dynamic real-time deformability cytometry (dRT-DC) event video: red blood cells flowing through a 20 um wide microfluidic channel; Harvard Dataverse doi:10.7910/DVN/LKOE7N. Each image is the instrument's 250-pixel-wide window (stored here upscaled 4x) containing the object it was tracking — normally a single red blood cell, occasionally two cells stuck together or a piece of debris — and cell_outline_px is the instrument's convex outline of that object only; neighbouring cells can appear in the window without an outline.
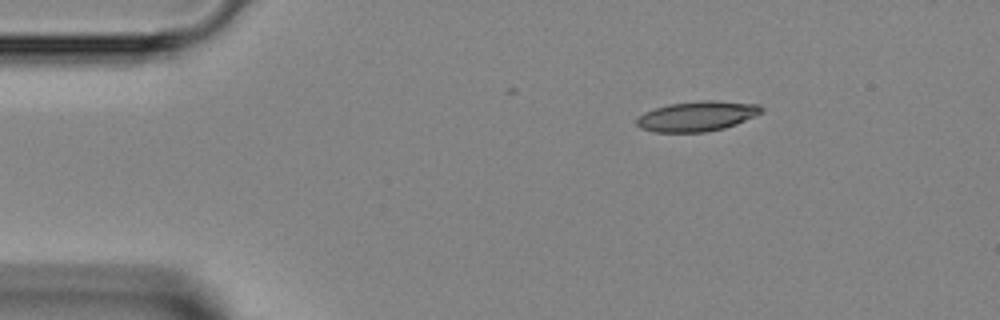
{"species": "Egyptian fruit bat (a non-hibernating species)", "species_latin": "Rousettus aegyptiacus", "temperature_condition": "room temperature", "stored_images_in_passage": 37, "camera_frame_rate_fps": 3000, "um_per_image_px": 0.085, "animal": {"sex": "female"}, "frame": {"image": 1, "passage_image": 1, "time_ms": 0.0, "image_size_px": [1000, 320], "cell_outline_px": [[764, 112], [736, 124], [724, 128], [704, 132], [656, 132], [640, 128], [636, 124], [636, 120], [644, 112], [668, 104], [704, 100], [712, 100], [760, 104], [764, 108]], "centroid_in_image_um": [59.28, 9.87], "position_along_channel_um": 25.7, "area_um2": 21.85}}
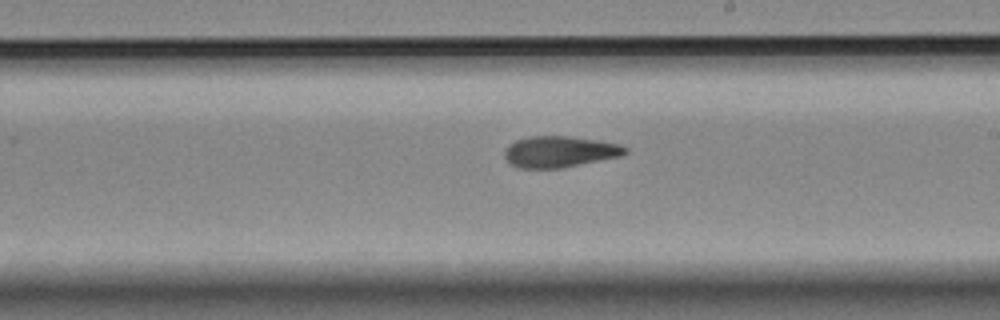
{"frame": {"image": 2, "passage_image": 20, "time_ms": 6.333, "image_size_px": [1000, 320], "cell_outline_px": [[628, 152], [620, 156], [560, 168], [520, 168], [512, 164], [504, 156], [504, 152], [508, 144], [516, 140], [528, 136], [568, 136], [600, 140], [620, 144], [628, 148]], "centroid_in_image_um": [47.57, 12.88], "position_along_channel_um": 241.4, "area_um2": 21.91}}
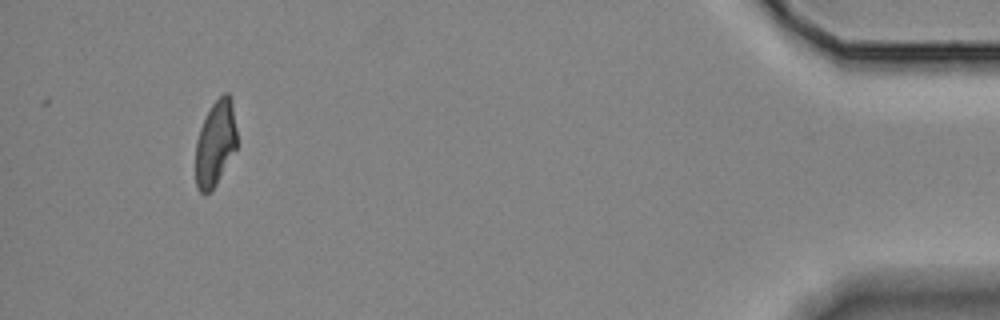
{"frame": {"image": 3, "passage_image": 37, "time_ms": 12.0, "image_size_px": [1000, 320], "cell_outline_px": [[236, 148], [216, 184], [204, 196], [196, 188], [196, 140], [200, 128], [212, 104], [224, 92], [228, 92], [232, 96], [236, 128]], "centroid_in_image_um": [18.31, 12.16], "position_along_channel_um": 416.9, "area_um2": 20.52}}